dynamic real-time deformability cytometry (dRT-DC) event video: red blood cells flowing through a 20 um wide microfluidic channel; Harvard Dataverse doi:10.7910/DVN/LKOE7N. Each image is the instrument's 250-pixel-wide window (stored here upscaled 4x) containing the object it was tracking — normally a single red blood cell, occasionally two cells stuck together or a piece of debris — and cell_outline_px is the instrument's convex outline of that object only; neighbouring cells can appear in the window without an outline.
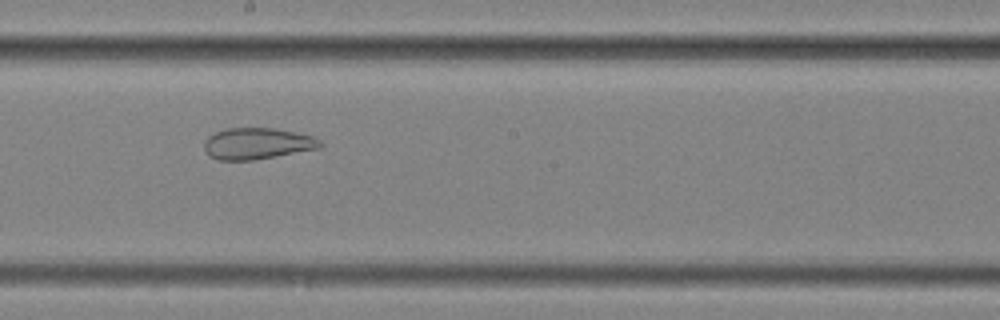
{"species": "common noctule bat (a hibernating species)", "species_latin": "Nyctalus noctula", "temperature_condition": "cold", "stored_images_in_passage": 13, "camera_frame_rate_fps": 3000, "um_per_image_px": 0.085, "animal": {"sex": "female", "body_mass_g": 25.1}, "frame": {"image": 1, "passage_image": 8, "time_ms": 2.333, "image_size_px": [1000, 320], "cell_outline_px": [[324, 144], [320, 148], [256, 160], [216, 160], [208, 156], [204, 148], [204, 140], [208, 136], [216, 132], [228, 128], [272, 128], [296, 132], [312, 136], [320, 140]], "centroid_in_image_um": [21.85, 12.21], "position_along_channel_um": 226.3, "area_um2": 21.39}}